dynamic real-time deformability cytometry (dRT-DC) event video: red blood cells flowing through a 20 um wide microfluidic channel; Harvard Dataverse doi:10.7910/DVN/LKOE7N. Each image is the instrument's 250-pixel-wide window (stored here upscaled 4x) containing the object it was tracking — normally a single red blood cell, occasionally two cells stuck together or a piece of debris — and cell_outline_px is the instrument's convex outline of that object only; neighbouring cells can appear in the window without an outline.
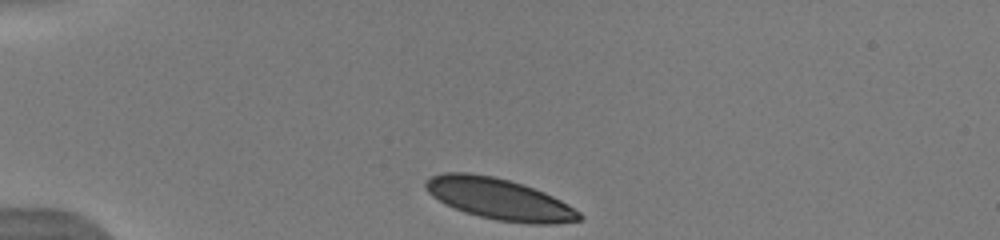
{"species": "human", "species_latin": "Homo sapiens", "temperature_condition": "warm", "stored_images_in_passage": 40, "camera_frame_rate_fps": 3000, "um_per_image_px": 0.085, "donor": {"sex": "male"}, "frame": {"image": 1, "passage_image": 1, "time_ms": 0.0, "image_size_px": [1000, 240], "cell_outline_px": [[584, 216], [580, 220], [552, 224], [528, 224], [496, 220], [464, 212], [432, 196], [428, 192], [424, 184], [432, 176], [444, 172], [468, 172], [492, 176], [524, 184], [544, 192], [568, 204], [580, 212]], "centroid_in_image_um": [42.47, 16.92], "position_along_channel_um": 42.5, "area_um2": 36.7}}
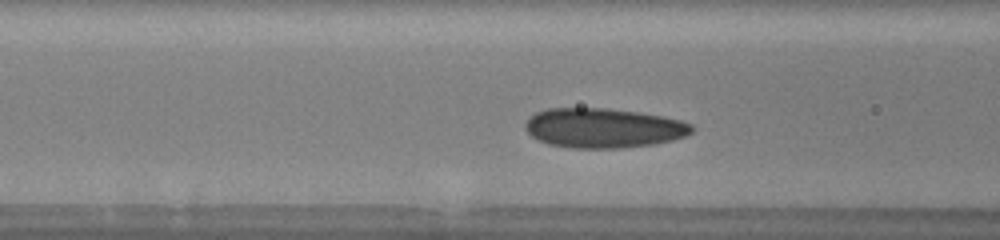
{"frame": {"image": 2, "passage_image": 10, "time_ms": 3.0, "image_size_px": [1000, 240], "cell_outline_px": [[692, 132], [684, 136], [672, 140], [652, 144], [620, 148], [572, 148], [548, 144], [532, 136], [524, 128], [524, 124], [536, 112], [548, 108], [608, 108], [664, 116], [680, 120], [692, 124]], "centroid_in_image_um": [51.28, 10.88], "position_along_channel_um": 115.3, "area_um2": 38.32}}
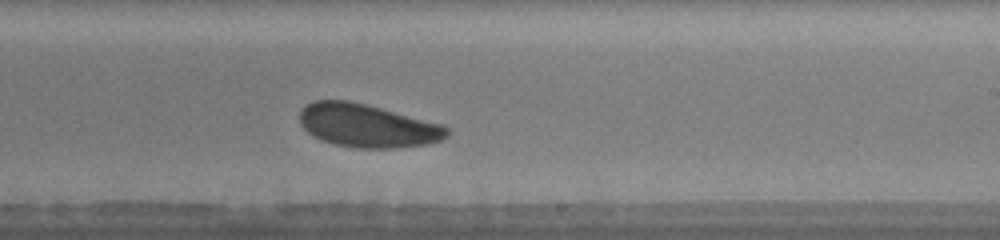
{"frame": {"image": 3, "passage_image": 21, "time_ms": 6.667, "image_size_px": [1000, 240], "cell_outline_px": [[448, 136], [440, 140], [428, 144], [396, 148], [356, 148], [336, 144], [320, 140], [308, 132], [300, 124], [300, 108], [304, 104], [312, 100], [348, 100], [444, 124], [448, 128]], "centroid_in_image_um": [31.2, 10.68], "position_along_channel_um": 257.8, "area_um2": 37.22}, "authors_computed_cell_mechanics": {"area_um2": 36.7897, "velocity_mm_per_s": 3.8917, "shape_relaxation_time_tau1_ms": 2.5032, "shape_relaxation_time_tau2_ms": null, "deformation_change_tau1": 0.064, "deformation_change_tau2": null}}